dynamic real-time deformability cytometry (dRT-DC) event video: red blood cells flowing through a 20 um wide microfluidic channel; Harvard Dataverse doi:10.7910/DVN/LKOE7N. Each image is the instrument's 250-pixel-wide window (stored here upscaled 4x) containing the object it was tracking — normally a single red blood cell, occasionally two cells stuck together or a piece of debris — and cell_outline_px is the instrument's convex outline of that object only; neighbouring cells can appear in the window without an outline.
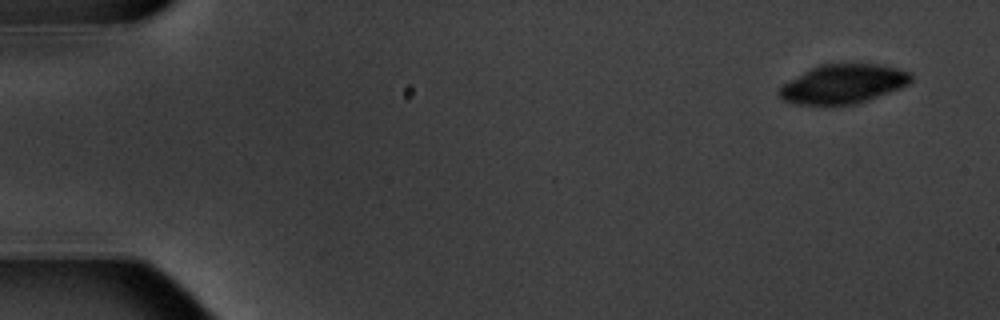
{"species": "common noctule bat (a hibernating species)", "species_latin": "Nyctalus noctula", "temperature_condition": "warm", "stored_images_in_passage": 5, "camera_frame_rate_fps": 3000, "um_per_image_px": 0.085, "animal": {"sex": "male", "body_mass_g": 20.1, "forearm_length_mm": 53.5}, "frame": {"image": 1, "passage_image": 1, "time_ms": 0.0, "image_size_px": [1000, 320], "cell_outline_px": [[912, 80], [908, 84], [900, 88], [868, 100], [856, 104], [796, 104], [784, 100], [776, 92], [784, 84], [808, 68], [820, 64], [880, 64], [912, 72]], "centroid_in_image_um": [71.68, 7.12], "position_along_channel_um": 13.3, "area_um2": 29.94}}